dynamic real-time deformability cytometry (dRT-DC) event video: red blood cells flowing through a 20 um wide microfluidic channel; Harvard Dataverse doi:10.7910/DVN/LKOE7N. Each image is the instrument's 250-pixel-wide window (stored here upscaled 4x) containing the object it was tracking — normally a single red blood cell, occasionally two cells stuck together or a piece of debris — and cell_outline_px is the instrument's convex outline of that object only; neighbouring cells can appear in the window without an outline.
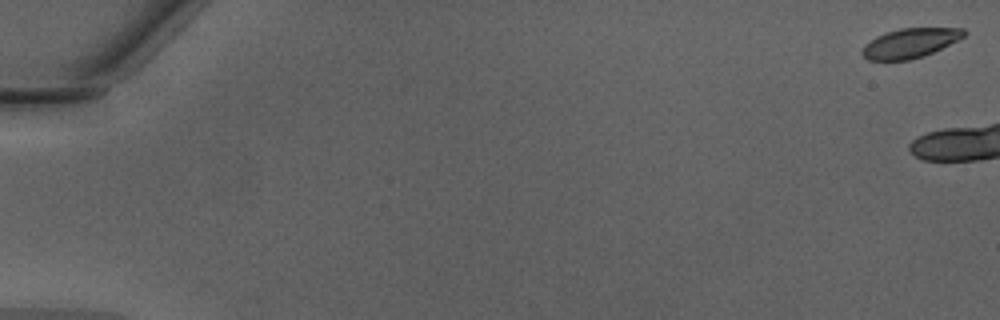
{"species": "Egyptian fruit bat (a non-hibernating species)", "species_latin": "Rousettus aegyptiacus", "temperature_condition": "warm", "stored_images_in_passage": 6, "camera_frame_rate_fps": 3000, "um_per_image_px": 0.085, "animal": {"sex": "male"}, "frame": {"image": 1, "passage_image": 1, "time_ms": 0.0, "image_size_px": [1000, 320], "cell_outline_px": [[968, 32], [964, 36], [924, 56], [908, 60], [868, 60], [860, 52], [864, 44], [876, 36], [900, 28], [964, 28]], "centroid_in_image_um": [77.32, 3.66], "position_along_channel_um": 7.7, "area_um2": 17.34}}